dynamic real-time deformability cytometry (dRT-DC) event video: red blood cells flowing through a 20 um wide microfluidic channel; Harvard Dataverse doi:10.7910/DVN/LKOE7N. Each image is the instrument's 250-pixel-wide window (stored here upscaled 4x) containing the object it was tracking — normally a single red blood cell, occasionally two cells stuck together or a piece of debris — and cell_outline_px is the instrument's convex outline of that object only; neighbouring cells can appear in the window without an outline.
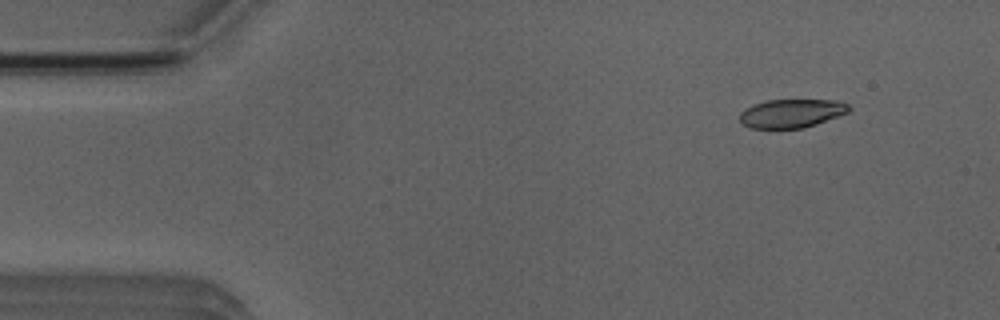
{"species": "Egyptian fruit bat (a non-hibernating species)", "species_latin": "Rousettus aegyptiacus", "temperature_condition": "room temperature", "stored_images_in_passage": 5, "camera_frame_rate_fps": 3000, "um_per_image_px": 0.085, "animal": {"sex": "male"}, "frame": {"image": 1, "passage_image": 2, "time_ms": 1.333, "image_size_px": [1000, 320], "cell_outline_px": [[852, 108], [848, 112], [816, 124], [804, 128], [776, 132], [748, 128], [740, 120], [740, 112], [744, 108], [752, 104], [768, 100], [836, 100], [848, 104]], "centroid_in_image_um": [67.21, 9.69], "position_along_channel_um": 17.8, "area_um2": 19.02}}